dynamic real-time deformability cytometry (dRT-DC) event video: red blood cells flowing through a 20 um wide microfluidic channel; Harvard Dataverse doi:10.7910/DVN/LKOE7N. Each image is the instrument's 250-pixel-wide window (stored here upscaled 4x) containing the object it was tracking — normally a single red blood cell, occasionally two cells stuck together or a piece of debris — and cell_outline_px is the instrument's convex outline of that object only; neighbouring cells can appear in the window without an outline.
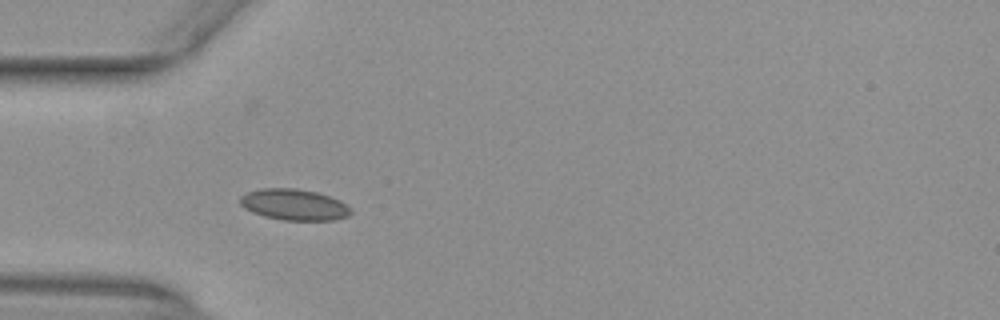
{"species": "common noctule bat (a hibernating species)", "species_latin": "Nyctalus noctula", "temperature_condition": "warm", "stored_images_in_passage": 39, "camera_frame_rate_fps": 3000, "um_per_image_px": 0.085, "animal": {"sex": "female", "body_mass_g": 29.2, "forearm_length_mm": 56.3}, "frame": {"image": 1, "passage_image": 5, "time_ms": 1.333, "image_size_px": [1000, 320], "cell_outline_px": [[352, 212], [348, 216], [332, 220], [284, 220], [264, 216], [252, 212], [244, 208], [240, 204], [240, 196], [248, 192], [260, 188], [296, 188], [316, 192], [340, 200], [348, 204], [352, 208]], "centroid_in_image_um": [25.01, 17.39], "position_along_channel_um": 60.0, "area_um2": 20.17}}
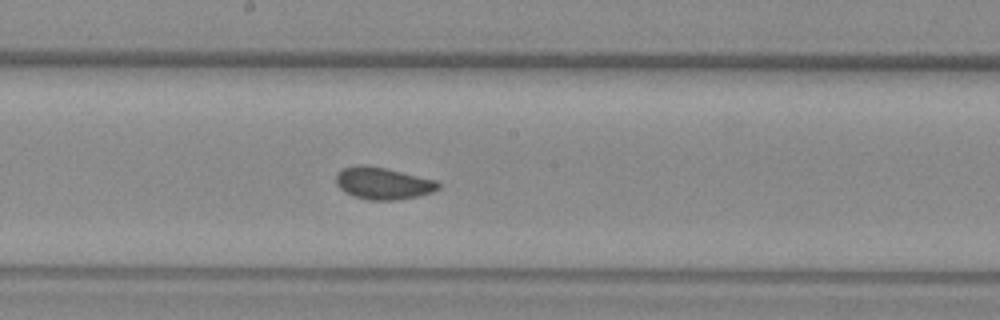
{"frame": {"image": 2, "passage_image": 17, "time_ms": 5.333, "image_size_px": [1000, 320], "cell_outline_px": [[440, 188], [432, 192], [416, 196], [396, 200], [368, 200], [352, 196], [344, 192], [336, 184], [336, 176], [344, 168], [360, 164], [384, 168], [436, 180], [440, 184]], "centroid_in_image_um": [32.54, 15.59], "position_along_channel_um": 215.7, "area_um2": 18.9}}
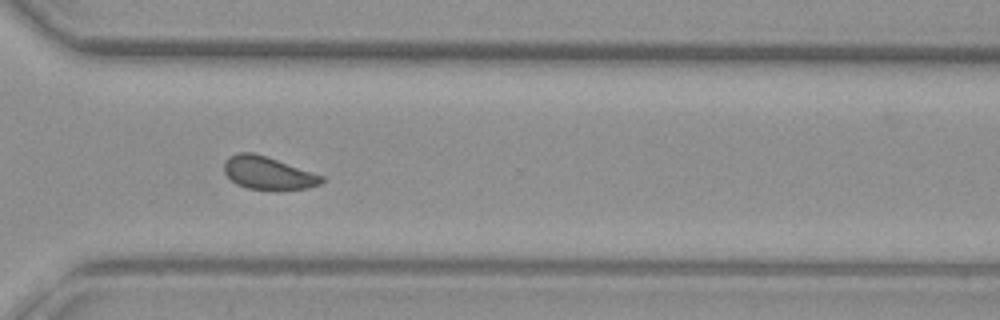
{"frame": {"image": 3, "passage_image": 27, "time_ms": 8.667, "image_size_px": [1000, 320], "cell_outline_px": [[324, 180], [320, 184], [308, 188], [248, 188], [236, 184], [224, 172], [224, 160], [228, 156], [240, 152], [252, 152], [324, 176]], "centroid_in_image_um": [22.74, 14.68], "position_along_channel_um": 347.9, "area_um2": 18.03}, "authors_computed_cell_mechanics": {"area_um2": 19.1318, "velocity_mm_per_s": 3.9675, "shape_relaxation_time_tau1_ms": 5.7379, "shape_relaxation_time_tau2_ms": null, "deformation_change_tau1": 0.0746, "deformation_change_tau2": null}}